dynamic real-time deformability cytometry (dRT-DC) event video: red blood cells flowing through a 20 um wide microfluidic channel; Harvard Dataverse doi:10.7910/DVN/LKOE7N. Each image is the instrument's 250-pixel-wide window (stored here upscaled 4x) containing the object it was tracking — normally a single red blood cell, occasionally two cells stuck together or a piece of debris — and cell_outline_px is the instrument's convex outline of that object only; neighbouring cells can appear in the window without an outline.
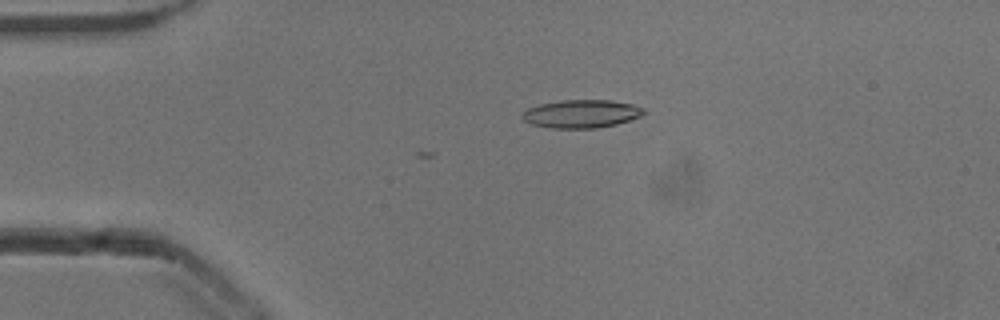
{"species": "common noctule bat (a hibernating species)", "species_latin": "Nyctalus noctula", "temperature_condition": "cold", "stored_images_in_passage": 7, "camera_frame_rate_fps": 3000, "um_per_image_px": 0.085, "animal": {"sex": "male", "body_mass_g": 13.3}, "frame": {"image": 1, "passage_image": 1, "time_ms": 0.0, "image_size_px": [1000, 320], "cell_outline_px": [[644, 112], [640, 116], [616, 124], [596, 128], [552, 128], [532, 124], [524, 120], [520, 116], [528, 108], [540, 104], [560, 100], [612, 100], [632, 104], [644, 108]], "centroid_in_image_um": [49.4, 9.66], "position_along_channel_um": 35.6, "area_um2": 19.77}}
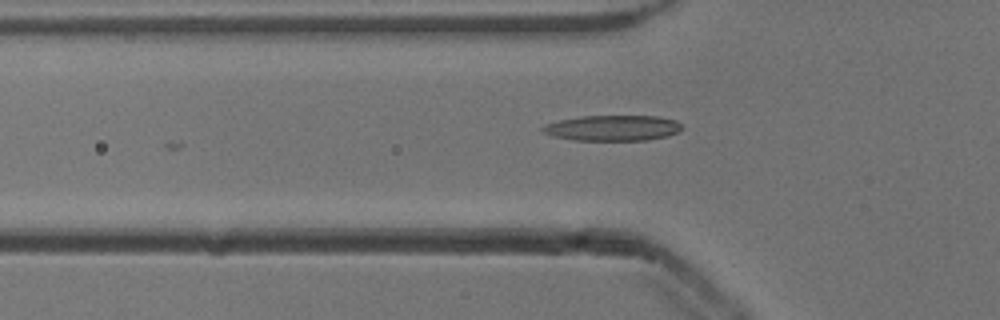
{"frame": {"image": 2, "passage_image": 7, "time_ms": 2.0, "image_size_px": [1000, 320], "cell_outline_px": [[684, 128], [680, 132], [668, 136], [644, 140], [576, 140], [552, 136], [544, 132], [540, 128], [544, 124], [560, 120], [580, 116], [656, 116], [676, 120]], "centroid_in_image_um": [52.1, 10.87], "position_along_channel_um": 73.7, "area_um2": 20.81}}